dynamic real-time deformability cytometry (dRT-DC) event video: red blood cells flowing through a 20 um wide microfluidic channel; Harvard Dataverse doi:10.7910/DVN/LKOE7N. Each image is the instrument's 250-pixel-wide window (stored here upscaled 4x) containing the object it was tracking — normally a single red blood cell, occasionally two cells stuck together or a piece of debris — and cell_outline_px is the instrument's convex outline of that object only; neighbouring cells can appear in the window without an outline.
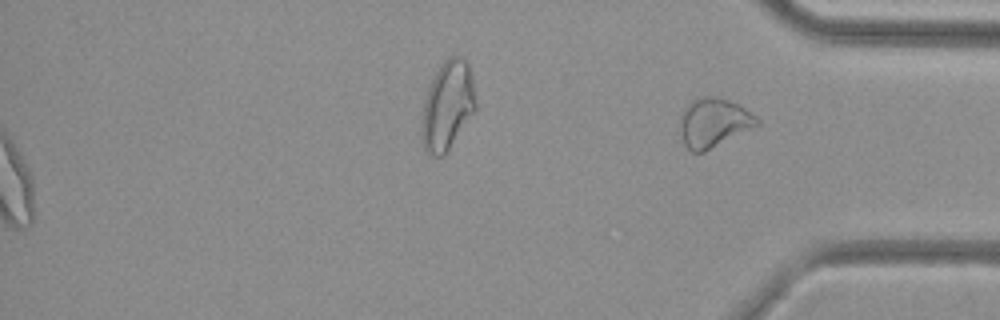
{"species": "common noctule bat (a hibernating species)", "species_latin": "Nyctalus noctula", "temperature_condition": "cold", "stored_images_in_passage": 53, "segment_of_instrument_passage": [2, 2], "camera_frame_rate_fps": 3000, "um_per_image_px": 0.085, "animal": {"sex": "female", "body_mass_g": 29.2, "forearm_length_mm": 56.3}, "frame": {"image": 1, "passage_image": 53, "time_ms": 17.333, "image_size_px": [1000, 320], "cell_outline_px": [[760, 124], [704, 152], [692, 152], [684, 144], [680, 136], [680, 112], [692, 100], [700, 96], [720, 96], [744, 108], [756, 116], [760, 120]], "centroid_in_image_um": [60.62, 10.41], "position_along_channel_um": 374.6, "area_um2": 22.08}}